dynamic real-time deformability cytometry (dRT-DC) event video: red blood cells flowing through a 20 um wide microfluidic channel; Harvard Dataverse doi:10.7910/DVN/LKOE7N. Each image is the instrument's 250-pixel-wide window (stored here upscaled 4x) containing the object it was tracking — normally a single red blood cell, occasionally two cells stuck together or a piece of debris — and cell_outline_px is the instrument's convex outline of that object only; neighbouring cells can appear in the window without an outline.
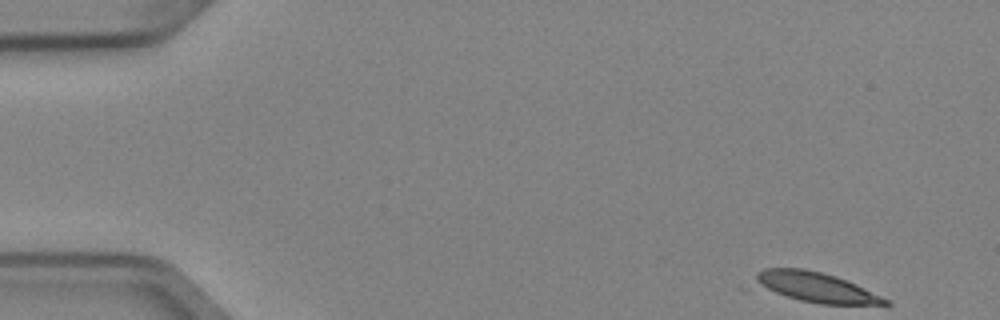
{"species": "Egyptian fruit bat (a non-hibernating species)", "species_latin": "Rousettus aegyptiacus", "temperature_condition": "cold", "stored_images_in_passage": 8, "camera_frame_rate_fps": 3000, "um_per_image_px": 0.085, "animal": {"sex": "female"}, "frame": {"image": 1, "passage_image": 1, "time_ms": 0.0, "image_size_px": [1000, 320], "cell_outline_px": [[892, 304], [820, 304], [736, 288], [740, 284], [756, 272], [764, 268], [804, 268], [836, 276], [848, 280], [888, 300]], "centroid_in_image_um": [68.83, 24.4], "position_along_channel_um": 16.2, "area_um2": 24.8}}